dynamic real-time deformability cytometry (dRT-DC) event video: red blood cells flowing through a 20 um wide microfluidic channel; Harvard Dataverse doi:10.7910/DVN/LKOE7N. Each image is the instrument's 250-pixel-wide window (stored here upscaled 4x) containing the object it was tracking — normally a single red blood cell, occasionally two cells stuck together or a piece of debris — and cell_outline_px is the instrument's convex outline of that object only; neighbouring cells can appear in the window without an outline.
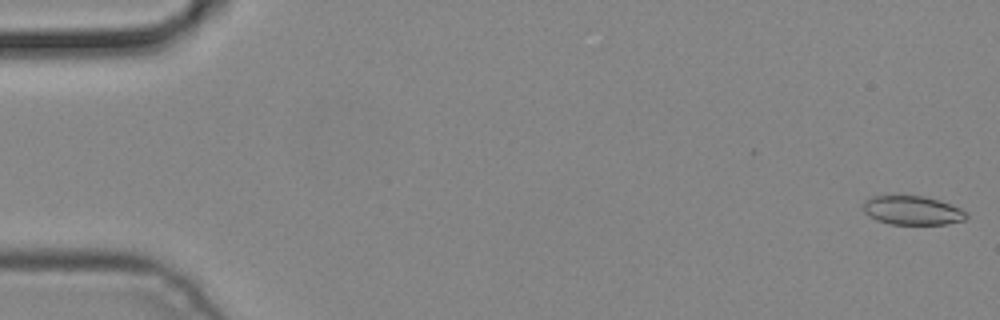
{"species": "common noctule bat (a hibernating species)", "species_latin": "Nyctalus noctula", "temperature_condition": "cold", "stored_images_in_passage": 5, "camera_frame_rate_fps": 3000, "um_per_image_px": 0.085, "animal": {"sex": "male", "body_mass_g": 19.2, "forearm_length_mm": 51.8}, "frame": {"image": 1, "passage_image": 1, "time_ms": 0.0, "image_size_px": [1000, 320], "cell_outline_px": [[968, 216], [964, 220], [948, 224], [892, 224], [876, 220], [868, 216], [864, 212], [864, 200], [872, 196], [924, 196], [940, 200], [960, 208], [968, 212]], "centroid_in_image_um": [77.57, 17.88], "position_along_channel_um": 7.4, "area_um2": 17.46}}